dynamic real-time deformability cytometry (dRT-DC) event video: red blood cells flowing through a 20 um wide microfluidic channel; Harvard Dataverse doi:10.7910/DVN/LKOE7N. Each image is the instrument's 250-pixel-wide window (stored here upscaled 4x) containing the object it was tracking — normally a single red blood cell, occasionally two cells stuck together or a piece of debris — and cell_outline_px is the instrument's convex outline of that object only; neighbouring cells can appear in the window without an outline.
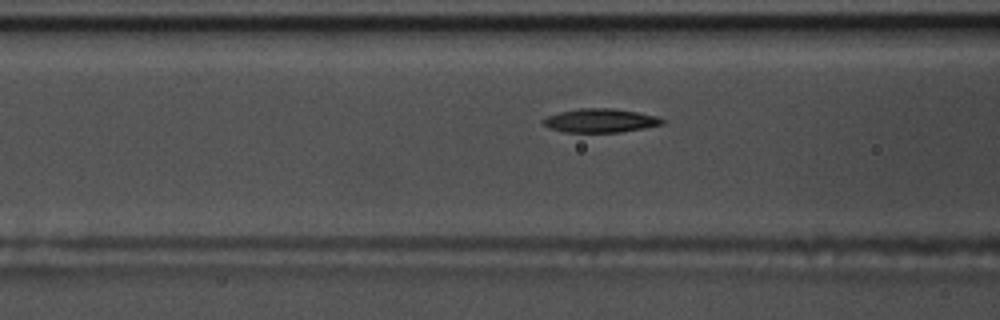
{"species": "common noctule bat (a hibernating species)", "species_latin": "Nyctalus noctula", "temperature_condition": "warm", "stored_images_in_passage": 20, "camera_frame_rate_fps": 3000, "um_per_image_px": 0.085, "animal": {"sex": "male", "body_mass_g": 17.5, "forearm_length_mm": 52.3}, "frame": {"image": 1, "passage_image": 17, "time_ms": 5.333, "image_size_px": [1000, 320], "cell_outline_px": [[664, 124], [644, 128], [620, 132], [564, 132], [548, 128], [540, 120], [548, 116], [560, 112], [580, 108], [616, 108], [656, 116], [664, 120]], "centroid_in_image_um": [51.01, 10.25], "position_along_channel_um": 115.6, "area_um2": 16.47}}